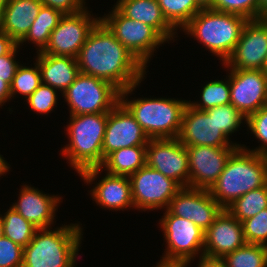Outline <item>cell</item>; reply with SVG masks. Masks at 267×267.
Returning <instances> with one entry per match:
<instances>
[{
    "instance_id": "cell-35",
    "label": "cell",
    "mask_w": 267,
    "mask_h": 267,
    "mask_svg": "<svg viewBox=\"0 0 267 267\" xmlns=\"http://www.w3.org/2000/svg\"><path fill=\"white\" fill-rule=\"evenodd\" d=\"M247 128L256 137L260 146L255 149H249L246 145H241L244 149L258 154L267 155V105L258 111L250 114L246 120Z\"/></svg>"
},
{
    "instance_id": "cell-10",
    "label": "cell",
    "mask_w": 267,
    "mask_h": 267,
    "mask_svg": "<svg viewBox=\"0 0 267 267\" xmlns=\"http://www.w3.org/2000/svg\"><path fill=\"white\" fill-rule=\"evenodd\" d=\"M134 207L140 211L167 209L182 188L176 181L147 165L129 176Z\"/></svg>"
},
{
    "instance_id": "cell-20",
    "label": "cell",
    "mask_w": 267,
    "mask_h": 267,
    "mask_svg": "<svg viewBox=\"0 0 267 267\" xmlns=\"http://www.w3.org/2000/svg\"><path fill=\"white\" fill-rule=\"evenodd\" d=\"M62 198L58 195L45 194L31 185H23L18 200L12 204L21 216L38 229L50 228L56 217V210Z\"/></svg>"
},
{
    "instance_id": "cell-42",
    "label": "cell",
    "mask_w": 267,
    "mask_h": 267,
    "mask_svg": "<svg viewBox=\"0 0 267 267\" xmlns=\"http://www.w3.org/2000/svg\"><path fill=\"white\" fill-rule=\"evenodd\" d=\"M11 100V85L4 81V78H0V107H2L5 102Z\"/></svg>"
},
{
    "instance_id": "cell-6",
    "label": "cell",
    "mask_w": 267,
    "mask_h": 267,
    "mask_svg": "<svg viewBox=\"0 0 267 267\" xmlns=\"http://www.w3.org/2000/svg\"><path fill=\"white\" fill-rule=\"evenodd\" d=\"M248 20L238 14L202 9L182 29L224 63L232 54Z\"/></svg>"
},
{
    "instance_id": "cell-31",
    "label": "cell",
    "mask_w": 267,
    "mask_h": 267,
    "mask_svg": "<svg viewBox=\"0 0 267 267\" xmlns=\"http://www.w3.org/2000/svg\"><path fill=\"white\" fill-rule=\"evenodd\" d=\"M226 79H216L206 83L201 89V100L199 102H191V100H189L188 104L197 110L205 111L216 106L230 103L229 78L227 77Z\"/></svg>"
},
{
    "instance_id": "cell-8",
    "label": "cell",
    "mask_w": 267,
    "mask_h": 267,
    "mask_svg": "<svg viewBox=\"0 0 267 267\" xmlns=\"http://www.w3.org/2000/svg\"><path fill=\"white\" fill-rule=\"evenodd\" d=\"M62 95L70 116L108 113L120 102V91L114 85L81 72Z\"/></svg>"
},
{
    "instance_id": "cell-30",
    "label": "cell",
    "mask_w": 267,
    "mask_h": 267,
    "mask_svg": "<svg viewBox=\"0 0 267 267\" xmlns=\"http://www.w3.org/2000/svg\"><path fill=\"white\" fill-rule=\"evenodd\" d=\"M220 260L225 267H267V246L246 243Z\"/></svg>"
},
{
    "instance_id": "cell-9",
    "label": "cell",
    "mask_w": 267,
    "mask_h": 267,
    "mask_svg": "<svg viewBox=\"0 0 267 267\" xmlns=\"http://www.w3.org/2000/svg\"><path fill=\"white\" fill-rule=\"evenodd\" d=\"M109 13L100 19L115 38L147 68L154 51L167 41L153 27L127 18L115 6Z\"/></svg>"
},
{
    "instance_id": "cell-13",
    "label": "cell",
    "mask_w": 267,
    "mask_h": 267,
    "mask_svg": "<svg viewBox=\"0 0 267 267\" xmlns=\"http://www.w3.org/2000/svg\"><path fill=\"white\" fill-rule=\"evenodd\" d=\"M267 57V17L248 20L232 54L222 64L228 69L262 70Z\"/></svg>"
},
{
    "instance_id": "cell-5",
    "label": "cell",
    "mask_w": 267,
    "mask_h": 267,
    "mask_svg": "<svg viewBox=\"0 0 267 267\" xmlns=\"http://www.w3.org/2000/svg\"><path fill=\"white\" fill-rule=\"evenodd\" d=\"M107 119L108 113L70 116L66 127L69 143L61 149V155L78 174L103 164L102 146Z\"/></svg>"
},
{
    "instance_id": "cell-11",
    "label": "cell",
    "mask_w": 267,
    "mask_h": 267,
    "mask_svg": "<svg viewBox=\"0 0 267 267\" xmlns=\"http://www.w3.org/2000/svg\"><path fill=\"white\" fill-rule=\"evenodd\" d=\"M87 9L88 7L78 13L64 14L51 32L42 53L77 58L89 33L100 20V17L91 16Z\"/></svg>"
},
{
    "instance_id": "cell-22",
    "label": "cell",
    "mask_w": 267,
    "mask_h": 267,
    "mask_svg": "<svg viewBox=\"0 0 267 267\" xmlns=\"http://www.w3.org/2000/svg\"><path fill=\"white\" fill-rule=\"evenodd\" d=\"M105 174V177L103 176L89 192L93 201L100 207L102 206V209L107 208L113 211L135 208L129 177L112 175L107 172Z\"/></svg>"
},
{
    "instance_id": "cell-34",
    "label": "cell",
    "mask_w": 267,
    "mask_h": 267,
    "mask_svg": "<svg viewBox=\"0 0 267 267\" xmlns=\"http://www.w3.org/2000/svg\"><path fill=\"white\" fill-rule=\"evenodd\" d=\"M211 9L238 14L247 20L260 19L259 0H214Z\"/></svg>"
},
{
    "instance_id": "cell-24",
    "label": "cell",
    "mask_w": 267,
    "mask_h": 267,
    "mask_svg": "<svg viewBox=\"0 0 267 267\" xmlns=\"http://www.w3.org/2000/svg\"><path fill=\"white\" fill-rule=\"evenodd\" d=\"M36 62L41 73V83L57 89L61 94L80 73L77 59L70 56H54L37 53Z\"/></svg>"
},
{
    "instance_id": "cell-25",
    "label": "cell",
    "mask_w": 267,
    "mask_h": 267,
    "mask_svg": "<svg viewBox=\"0 0 267 267\" xmlns=\"http://www.w3.org/2000/svg\"><path fill=\"white\" fill-rule=\"evenodd\" d=\"M42 6L40 0H10L5 5L1 30L18 44L26 36Z\"/></svg>"
},
{
    "instance_id": "cell-32",
    "label": "cell",
    "mask_w": 267,
    "mask_h": 267,
    "mask_svg": "<svg viewBox=\"0 0 267 267\" xmlns=\"http://www.w3.org/2000/svg\"><path fill=\"white\" fill-rule=\"evenodd\" d=\"M41 84V73L38 63L35 62L34 67L23 66L20 63L11 84V99L16 94H20V96L22 95L27 100Z\"/></svg>"
},
{
    "instance_id": "cell-49",
    "label": "cell",
    "mask_w": 267,
    "mask_h": 267,
    "mask_svg": "<svg viewBox=\"0 0 267 267\" xmlns=\"http://www.w3.org/2000/svg\"><path fill=\"white\" fill-rule=\"evenodd\" d=\"M262 71L267 75V57H266L265 64H264Z\"/></svg>"
},
{
    "instance_id": "cell-47",
    "label": "cell",
    "mask_w": 267,
    "mask_h": 267,
    "mask_svg": "<svg viewBox=\"0 0 267 267\" xmlns=\"http://www.w3.org/2000/svg\"><path fill=\"white\" fill-rule=\"evenodd\" d=\"M4 12H5V5L0 2V31L3 23Z\"/></svg>"
},
{
    "instance_id": "cell-39",
    "label": "cell",
    "mask_w": 267,
    "mask_h": 267,
    "mask_svg": "<svg viewBox=\"0 0 267 267\" xmlns=\"http://www.w3.org/2000/svg\"><path fill=\"white\" fill-rule=\"evenodd\" d=\"M18 48L20 47L16 45L8 54L0 56V78H4V81L8 82L10 85L20 65V62L15 59L16 53L19 51Z\"/></svg>"
},
{
    "instance_id": "cell-50",
    "label": "cell",
    "mask_w": 267,
    "mask_h": 267,
    "mask_svg": "<svg viewBox=\"0 0 267 267\" xmlns=\"http://www.w3.org/2000/svg\"><path fill=\"white\" fill-rule=\"evenodd\" d=\"M10 0H0V2L4 5H6Z\"/></svg>"
},
{
    "instance_id": "cell-46",
    "label": "cell",
    "mask_w": 267,
    "mask_h": 267,
    "mask_svg": "<svg viewBox=\"0 0 267 267\" xmlns=\"http://www.w3.org/2000/svg\"><path fill=\"white\" fill-rule=\"evenodd\" d=\"M202 9L212 8L214 0H196Z\"/></svg>"
},
{
    "instance_id": "cell-44",
    "label": "cell",
    "mask_w": 267,
    "mask_h": 267,
    "mask_svg": "<svg viewBox=\"0 0 267 267\" xmlns=\"http://www.w3.org/2000/svg\"><path fill=\"white\" fill-rule=\"evenodd\" d=\"M9 166L5 158L0 154V177L9 171Z\"/></svg>"
},
{
    "instance_id": "cell-2",
    "label": "cell",
    "mask_w": 267,
    "mask_h": 267,
    "mask_svg": "<svg viewBox=\"0 0 267 267\" xmlns=\"http://www.w3.org/2000/svg\"><path fill=\"white\" fill-rule=\"evenodd\" d=\"M267 184V155L237 147L228 158L223 172L209 189L211 196L226 209L251 190Z\"/></svg>"
},
{
    "instance_id": "cell-16",
    "label": "cell",
    "mask_w": 267,
    "mask_h": 267,
    "mask_svg": "<svg viewBox=\"0 0 267 267\" xmlns=\"http://www.w3.org/2000/svg\"><path fill=\"white\" fill-rule=\"evenodd\" d=\"M180 142L186 146L240 147L241 144L232 143L215 123V114H207L197 110L189 104L184 109L182 126L178 136ZM231 141V142H230Z\"/></svg>"
},
{
    "instance_id": "cell-1",
    "label": "cell",
    "mask_w": 267,
    "mask_h": 267,
    "mask_svg": "<svg viewBox=\"0 0 267 267\" xmlns=\"http://www.w3.org/2000/svg\"><path fill=\"white\" fill-rule=\"evenodd\" d=\"M81 73L105 80L120 92L145 79L146 67L100 19L77 56Z\"/></svg>"
},
{
    "instance_id": "cell-38",
    "label": "cell",
    "mask_w": 267,
    "mask_h": 267,
    "mask_svg": "<svg viewBox=\"0 0 267 267\" xmlns=\"http://www.w3.org/2000/svg\"><path fill=\"white\" fill-rule=\"evenodd\" d=\"M24 248L6 237L0 239V267H22Z\"/></svg>"
},
{
    "instance_id": "cell-14",
    "label": "cell",
    "mask_w": 267,
    "mask_h": 267,
    "mask_svg": "<svg viewBox=\"0 0 267 267\" xmlns=\"http://www.w3.org/2000/svg\"><path fill=\"white\" fill-rule=\"evenodd\" d=\"M227 70L230 104L246 118L267 105V75L262 70Z\"/></svg>"
},
{
    "instance_id": "cell-33",
    "label": "cell",
    "mask_w": 267,
    "mask_h": 267,
    "mask_svg": "<svg viewBox=\"0 0 267 267\" xmlns=\"http://www.w3.org/2000/svg\"><path fill=\"white\" fill-rule=\"evenodd\" d=\"M205 112L207 114H215V123L218 129L228 138L232 133L234 134V132L239 131L238 129L241 123L243 124L245 122L246 124L247 120V118L230 103L210 108L205 110Z\"/></svg>"
},
{
    "instance_id": "cell-15",
    "label": "cell",
    "mask_w": 267,
    "mask_h": 267,
    "mask_svg": "<svg viewBox=\"0 0 267 267\" xmlns=\"http://www.w3.org/2000/svg\"><path fill=\"white\" fill-rule=\"evenodd\" d=\"M237 147L190 146L188 151L189 187L209 190L223 172Z\"/></svg>"
},
{
    "instance_id": "cell-43",
    "label": "cell",
    "mask_w": 267,
    "mask_h": 267,
    "mask_svg": "<svg viewBox=\"0 0 267 267\" xmlns=\"http://www.w3.org/2000/svg\"><path fill=\"white\" fill-rule=\"evenodd\" d=\"M198 267H225L220 259L199 258Z\"/></svg>"
},
{
    "instance_id": "cell-3",
    "label": "cell",
    "mask_w": 267,
    "mask_h": 267,
    "mask_svg": "<svg viewBox=\"0 0 267 267\" xmlns=\"http://www.w3.org/2000/svg\"><path fill=\"white\" fill-rule=\"evenodd\" d=\"M80 223L37 229L24 247L22 267H74L83 239ZM77 258V259H76Z\"/></svg>"
},
{
    "instance_id": "cell-19",
    "label": "cell",
    "mask_w": 267,
    "mask_h": 267,
    "mask_svg": "<svg viewBox=\"0 0 267 267\" xmlns=\"http://www.w3.org/2000/svg\"><path fill=\"white\" fill-rule=\"evenodd\" d=\"M245 244L242 223L223 209L204 233V257L221 259Z\"/></svg>"
},
{
    "instance_id": "cell-27",
    "label": "cell",
    "mask_w": 267,
    "mask_h": 267,
    "mask_svg": "<svg viewBox=\"0 0 267 267\" xmlns=\"http://www.w3.org/2000/svg\"><path fill=\"white\" fill-rule=\"evenodd\" d=\"M267 208V184L235 200L226 210L241 223Z\"/></svg>"
},
{
    "instance_id": "cell-28",
    "label": "cell",
    "mask_w": 267,
    "mask_h": 267,
    "mask_svg": "<svg viewBox=\"0 0 267 267\" xmlns=\"http://www.w3.org/2000/svg\"><path fill=\"white\" fill-rule=\"evenodd\" d=\"M1 217L4 237L9 238L23 248L26 247L31 242L38 228L27 221L11 206L3 216L1 214Z\"/></svg>"
},
{
    "instance_id": "cell-17",
    "label": "cell",
    "mask_w": 267,
    "mask_h": 267,
    "mask_svg": "<svg viewBox=\"0 0 267 267\" xmlns=\"http://www.w3.org/2000/svg\"><path fill=\"white\" fill-rule=\"evenodd\" d=\"M167 210L172 215L192 220L206 231L223 208L211 196L209 190L182 187L171 199Z\"/></svg>"
},
{
    "instance_id": "cell-48",
    "label": "cell",
    "mask_w": 267,
    "mask_h": 267,
    "mask_svg": "<svg viewBox=\"0 0 267 267\" xmlns=\"http://www.w3.org/2000/svg\"><path fill=\"white\" fill-rule=\"evenodd\" d=\"M4 236V230H3V221L0 214V239Z\"/></svg>"
},
{
    "instance_id": "cell-4",
    "label": "cell",
    "mask_w": 267,
    "mask_h": 267,
    "mask_svg": "<svg viewBox=\"0 0 267 267\" xmlns=\"http://www.w3.org/2000/svg\"><path fill=\"white\" fill-rule=\"evenodd\" d=\"M139 85L140 83L121 91L120 102L134 116L149 139L178 138L188 101L163 97L128 100V95L133 94Z\"/></svg>"
},
{
    "instance_id": "cell-7",
    "label": "cell",
    "mask_w": 267,
    "mask_h": 267,
    "mask_svg": "<svg viewBox=\"0 0 267 267\" xmlns=\"http://www.w3.org/2000/svg\"><path fill=\"white\" fill-rule=\"evenodd\" d=\"M159 225L166 249L156 267H187L198 254L199 258L204 257L205 231L192 220L172 215L166 209Z\"/></svg>"
},
{
    "instance_id": "cell-37",
    "label": "cell",
    "mask_w": 267,
    "mask_h": 267,
    "mask_svg": "<svg viewBox=\"0 0 267 267\" xmlns=\"http://www.w3.org/2000/svg\"><path fill=\"white\" fill-rule=\"evenodd\" d=\"M57 89L41 84L26 100L28 107L36 113L48 114L53 112L59 96Z\"/></svg>"
},
{
    "instance_id": "cell-29",
    "label": "cell",
    "mask_w": 267,
    "mask_h": 267,
    "mask_svg": "<svg viewBox=\"0 0 267 267\" xmlns=\"http://www.w3.org/2000/svg\"><path fill=\"white\" fill-rule=\"evenodd\" d=\"M168 23L182 30L202 8L196 0H157Z\"/></svg>"
},
{
    "instance_id": "cell-40",
    "label": "cell",
    "mask_w": 267,
    "mask_h": 267,
    "mask_svg": "<svg viewBox=\"0 0 267 267\" xmlns=\"http://www.w3.org/2000/svg\"><path fill=\"white\" fill-rule=\"evenodd\" d=\"M44 6L51 7L64 14L78 13L87 8L85 0H40Z\"/></svg>"
},
{
    "instance_id": "cell-36",
    "label": "cell",
    "mask_w": 267,
    "mask_h": 267,
    "mask_svg": "<svg viewBox=\"0 0 267 267\" xmlns=\"http://www.w3.org/2000/svg\"><path fill=\"white\" fill-rule=\"evenodd\" d=\"M242 225L246 243L267 246V208L244 220Z\"/></svg>"
},
{
    "instance_id": "cell-23",
    "label": "cell",
    "mask_w": 267,
    "mask_h": 267,
    "mask_svg": "<svg viewBox=\"0 0 267 267\" xmlns=\"http://www.w3.org/2000/svg\"><path fill=\"white\" fill-rule=\"evenodd\" d=\"M114 6L127 18L153 27L168 43L178 35L164 17L157 0H117Z\"/></svg>"
},
{
    "instance_id": "cell-26",
    "label": "cell",
    "mask_w": 267,
    "mask_h": 267,
    "mask_svg": "<svg viewBox=\"0 0 267 267\" xmlns=\"http://www.w3.org/2000/svg\"><path fill=\"white\" fill-rule=\"evenodd\" d=\"M62 16L60 11L43 5L26 36L17 45L20 47L24 42L30 41L38 49L37 53L42 52L49 42L51 32L57 27Z\"/></svg>"
},
{
    "instance_id": "cell-21",
    "label": "cell",
    "mask_w": 267,
    "mask_h": 267,
    "mask_svg": "<svg viewBox=\"0 0 267 267\" xmlns=\"http://www.w3.org/2000/svg\"><path fill=\"white\" fill-rule=\"evenodd\" d=\"M145 165L146 146L126 147L110 153L100 167L86 169L79 175L89 185L94 183L102 169L112 175L129 177Z\"/></svg>"
},
{
    "instance_id": "cell-12",
    "label": "cell",
    "mask_w": 267,
    "mask_h": 267,
    "mask_svg": "<svg viewBox=\"0 0 267 267\" xmlns=\"http://www.w3.org/2000/svg\"><path fill=\"white\" fill-rule=\"evenodd\" d=\"M146 165L189 187L188 151L178 138L149 139L146 145Z\"/></svg>"
},
{
    "instance_id": "cell-18",
    "label": "cell",
    "mask_w": 267,
    "mask_h": 267,
    "mask_svg": "<svg viewBox=\"0 0 267 267\" xmlns=\"http://www.w3.org/2000/svg\"><path fill=\"white\" fill-rule=\"evenodd\" d=\"M149 138L129 110L119 102L110 112L103 141V161L121 148L146 146Z\"/></svg>"
},
{
    "instance_id": "cell-41",
    "label": "cell",
    "mask_w": 267,
    "mask_h": 267,
    "mask_svg": "<svg viewBox=\"0 0 267 267\" xmlns=\"http://www.w3.org/2000/svg\"><path fill=\"white\" fill-rule=\"evenodd\" d=\"M17 43L2 30L0 31V56L8 54Z\"/></svg>"
},
{
    "instance_id": "cell-45",
    "label": "cell",
    "mask_w": 267,
    "mask_h": 267,
    "mask_svg": "<svg viewBox=\"0 0 267 267\" xmlns=\"http://www.w3.org/2000/svg\"><path fill=\"white\" fill-rule=\"evenodd\" d=\"M260 19L267 17V0H259Z\"/></svg>"
}]
</instances>
